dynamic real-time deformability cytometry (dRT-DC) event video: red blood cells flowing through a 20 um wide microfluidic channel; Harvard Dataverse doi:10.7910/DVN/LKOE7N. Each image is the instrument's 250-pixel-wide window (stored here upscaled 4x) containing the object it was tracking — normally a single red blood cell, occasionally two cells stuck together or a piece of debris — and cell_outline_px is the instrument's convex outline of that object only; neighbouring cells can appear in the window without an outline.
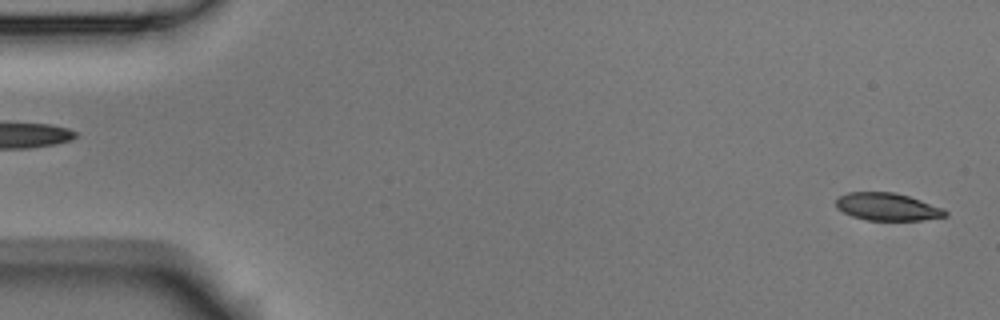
{"species": "Egyptian fruit bat (a non-hibernating species)", "species_latin": "Rousettus aegyptiacus", "temperature_condition": "room temperature", "stored_images_in_passage": 5, "segment_of_instrument_passage": [2, 2], "camera_frame_rate_fps": 3000, "um_per_image_px": 0.085, "animal": {"sex": "male"}, "frame": {"image": 1, "passage_image": 5, "time_ms": 1.333, "image_size_px": [1000, 320], "cell_outline_px": [[948, 216], [924, 220], [868, 220], [852, 216], [836, 208], [836, 200], [840, 196], [848, 192], [896, 192], [944, 208], [948, 212]], "centroid_in_image_um": [75.45, 17.58], "position_along_channel_um": 9.5, "area_um2": 17.57}}